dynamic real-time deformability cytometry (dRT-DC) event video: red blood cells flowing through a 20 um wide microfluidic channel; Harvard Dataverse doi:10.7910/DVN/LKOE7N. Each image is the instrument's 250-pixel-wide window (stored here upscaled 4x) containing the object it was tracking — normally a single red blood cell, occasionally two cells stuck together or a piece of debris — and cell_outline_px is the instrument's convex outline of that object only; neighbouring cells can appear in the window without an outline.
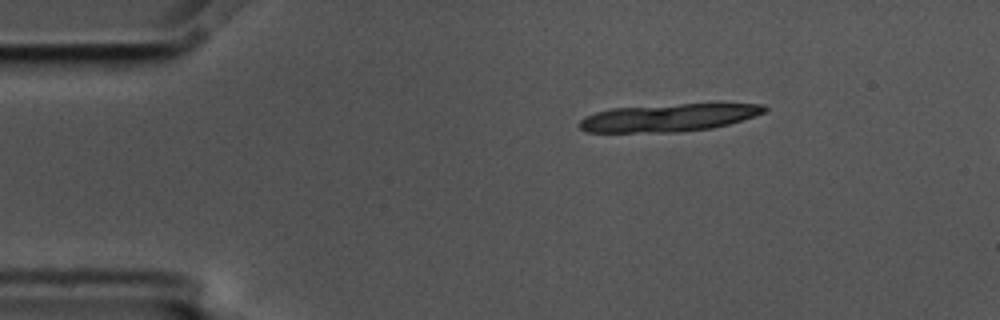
{"species": "common noctule bat (a hibernating species)", "species_latin": "Nyctalus noctula", "temperature_condition": "cold", "stored_images_in_passage": 4, "camera_frame_rate_fps": 3000, "um_per_image_px": 0.085, "animal": {"sex": "male", "body_mass_g": 17.5, "forearm_length_mm": 52.3}, "frame": {"image": 1, "passage_image": 1, "time_ms": 0.0, "image_size_px": [1000, 320], "cell_outline_px": [[768, 108], [764, 112], [728, 124], [712, 128], [676, 132], [584, 132], [580, 128], [580, 120], [584, 116], [596, 112], [612, 108], [680, 104], [764, 104]], "centroid_in_image_um": [56.78, 10.0], "position_along_channel_um": 28.2, "area_um2": 29.48}}